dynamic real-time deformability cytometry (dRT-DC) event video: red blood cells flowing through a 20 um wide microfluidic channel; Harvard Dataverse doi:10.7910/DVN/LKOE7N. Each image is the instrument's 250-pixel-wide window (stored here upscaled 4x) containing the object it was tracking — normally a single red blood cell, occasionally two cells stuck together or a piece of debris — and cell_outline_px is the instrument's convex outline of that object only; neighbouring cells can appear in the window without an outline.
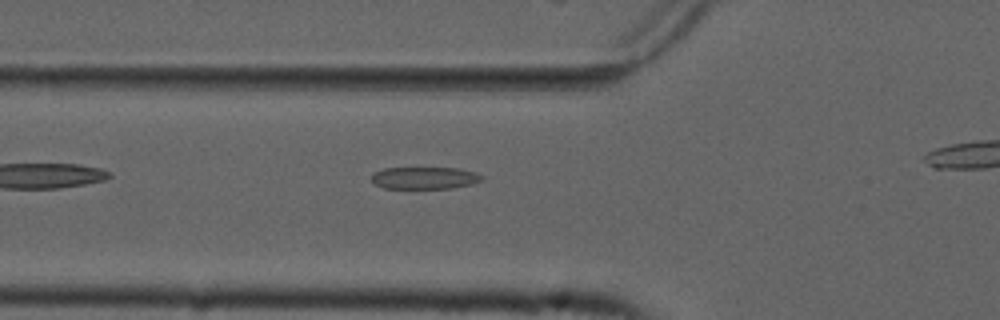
{"species": "common noctule bat (a hibernating species)", "species_latin": "Nyctalus noctula", "temperature_condition": "cold", "stored_images_in_passage": 12, "camera_frame_rate_fps": 3000, "um_per_image_px": 0.085, "animal": {"sex": "male", "forearm_length_mm": 52.5}, "frame": {"image": 1, "passage_image": 4, "time_ms": 1.0, "image_size_px": [1000, 320], "cell_outline_px": [[484, 180], [472, 184], [452, 188], [384, 188], [376, 184], [372, 180], [372, 176], [376, 172], [384, 168], [456, 168], [476, 172], [484, 176]], "centroid_in_image_um": [36.16, 15.12], "position_along_channel_um": 89.6, "area_um2": 14.16}}
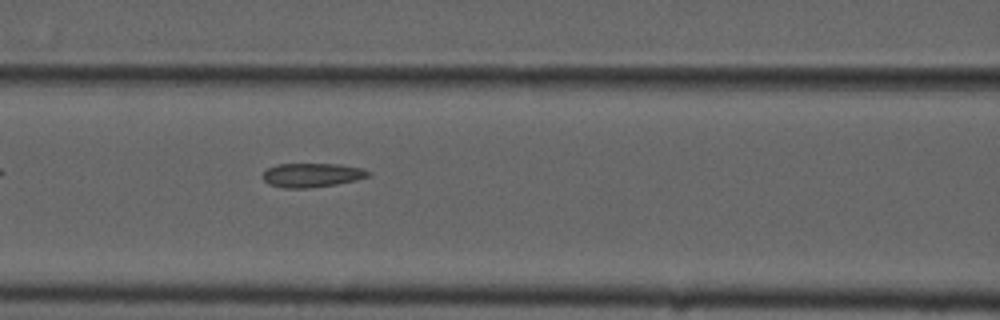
{"frame": {"image": 2, "passage_image": 8, "time_ms": 2.333, "image_size_px": [1000, 320], "cell_outline_px": [[372, 172], [368, 176], [356, 180], [336, 184], [308, 188], [284, 188], [268, 184], [264, 180], [264, 172], [268, 168], [276, 164], [340, 164], [364, 168]], "centroid_in_image_um": [26.54, 14.88], "position_along_channel_um": 140.1, "area_um2": 14.8}}
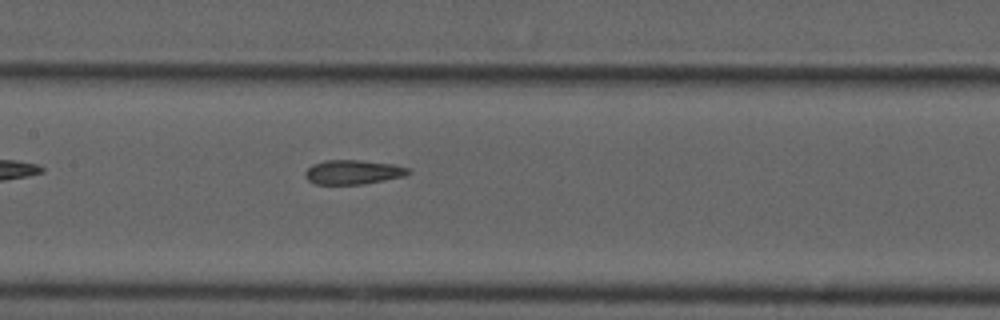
{"frame": {"image": 3, "passage_image": 11, "time_ms": 3.333, "image_size_px": [1000, 320], "cell_outline_px": [[412, 172], [404, 176], [364, 184], [316, 184], [308, 180], [304, 176], [304, 172], [312, 164], [324, 160], [360, 160], [392, 164], [408, 168]], "centroid_in_image_um": [29.98, 14.63], "position_along_channel_um": 177.4, "area_um2": 14.62}}